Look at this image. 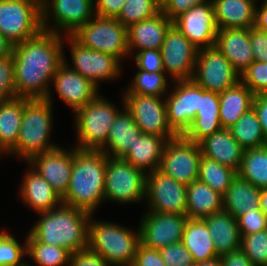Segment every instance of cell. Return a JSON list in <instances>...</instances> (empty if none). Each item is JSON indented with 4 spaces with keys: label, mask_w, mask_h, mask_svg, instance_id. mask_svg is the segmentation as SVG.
I'll return each instance as SVG.
<instances>
[{
    "label": "cell",
    "mask_w": 267,
    "mask_h": 266,
    "mask_svg": "<svg viewBox=\"0 0 267 266\" xmlns=\"http://www.w3.org/2000/svg\"><path fill=\"white\" fill-rule=\"evenodd\" d=\"M219 258L222 266H255L241 249L223 254Z\"/></svg>",
    "instance_id": "obj_55"
},
{
    "label": "cell",
    "mask_w": 267,
    "mask_h": 266,
    "mask_svg": "<svg viewBox=\"0 0 267 266\" xmlns=\"http://www.w3.org/2000/svg\"><path fill=\"white\" fill-rule=\"evenodd\" d=\"M162 97L123 94L122 103L143 134L156 135L170 140L177 134L168 124L165 99Z\"/></svg>",
    "instance_id": "obj_14"
},
{
    "label": "cell",
    "mask_w": 267,
    "mask_h": 266,
    "mask_svg": "<svg viewBox=\"0 0 267 266\" xmlns=\"http://www.w3.org/2000/svg\"><path fill=\"white\" fill-rule=\"evenodd\" d=\"M154 5L159 9V11H163L170 0H152Z\"/></svg>",
    "instance_id": "obj_60"
},
{
    "label": "cell",
    "mask_w": 267,
    "mask_h": 266,
    "mask_svg": "<svg viewBox=\"0 0 267 266\" xmlns=\"http://www.w3.org/2000/svg\"><path fill=\"white\" fill-rule=\"evenodd\" d=\"M187 219L186 215L145 212L139 224L141 243L159 250L182 241Z\"/></svg>",
    "instance_id": "obj_18"
},
{
    "label": "cell",
    "mask_w": 267,
    "mask_h": 266,
    "mask_svg": "<svg viewBox=\"0 0 267 266\" xmlns=\"http://www.w3.org/2000/svg\"><path fill=\"white\" fill-rule=\"evenodd\" d=\"M252 108L262 126L263 134L267 139V94L255 95Z\"/></svg>",
    "instance_id": "obj_54"
},
{
    "label": "cell",
    "mask_w": 267,
    "mask_h": 266,
    "mask_svg": "<svg viewBox=\"0 0 267 266\" xmlns=\"http://www.w3.org/2000/svg\"><path fill=\"white\" fill-rule=\"evenodd\" d=\"M203 156L238 171L245 149L233 138L229 129L221 130L199 142Z\"/></svg>",
    "instance_id": "obj_26"
},
{
    "label": "cell",
    "mask_w": 267,
    "mask_h": 266,
    "mask_svg": "<svg viewBox=\"0 0 267 266\" xmlns=\"http://www.w3.org/2000/svg\"><path fill=\"white\" fill-rule=\"evenodd\" d=\"M72 36L84 47L110 54L121 63L129 55L127 28L116 18L95 15Z\"/></svg>",
    "instance_id": "obj_8"
},
{
    "label": "cell",
    "mask_w": 267,
    "mask_h": 266,
    "mask_svg": "<svg viewBox=\"0 0 267 266\" xmlns=\"http://www.w3.org/2000/svg\"><path fill=\"white\" fill-rule=\"evenodd\" d=\"M192 80L203 89L220 94L240 81V74L216 47L199 49Z\"/></svg>",
    "instance_id": "obj_13"
},
{
    "label": "cell",
    "mask_w": 267,
    "mask_h": 266,
    "mask_svg": "<svg viewBox=\"0 0 267 266\" xmlns=\"http://www.w3.org/2000/svg\"><path fill=\"white\" fill-rule=\"evenodd\" d=\"M261 3L260 7L256 3L254 27L267 32V0Z\"/></svg>",
    "instance_id": "obj_56"
},
{
    "label": "cell",
    "mask_w": 267,
    "mask_h": 266,
    "mask_svg": "<svg viewBox=\"0 0 267 266\" xmlns=\"http://www.w3.org/2000/svg\"><path fill=\"white\" fill-rule=\"evenodd\" d=\"M172 24L173 21L160 11L157 15L127 28L129 54L133 55V52L144 49L160 50L167 30Z\"/></svg>",
    "instance_id": "obj_23"
},
{
    "label": "cell",
    "mask_w": 267,
    "mask_h": 266,
    "mask_svg": "<svg viewBox=\"0 0 267 266\" xmlns=\"http://www.w3.org/2000/svg\"><path fill=\"white\" fill-rule=\"evenodd\" d=\"M219 256L240 249L241 235L237 218L222 210L204 218Z\"/></svg>",
    "instance_id": "obj_28"
},
{
    "label": "cell",
    "mask_w": 267,
    "mask_h": 266,
    "mask_svg": "<svg viewBox=\"0 0 267 266\" xmlns=\"http://www.w3.org/2000/svg\"><path fill=\"white\" fill-rule=\"evenodd\" d=\"M255 94L241 81L219 94V113L222 128L229 129L252 109Z\"/></svg>",
    "instance_id": "obj_31"
},
{
    "label": "cell",
    "mask_w": 267,
    "mask_h": 266,
    "mask_svg": "<svg viewBox=\"0 0 267 266\" xmlns=\"http://www.w3.org/2000/svg\"><path fill=\"white\" fill-rule=\"evenodd\" d=\"M137 70L146 72H164L161 50L144 49L133 55Z\"/></svg>",
    "instance_id": "obj_48"
},
{
    "label": "cell",
    "mask_w": 267,
    "mask_h": 266,
    "mask_svg": "<svg viewBox=\"0 0 267 266\" xmlns=\"http://www.w3.org/2000/svg\"><path fill=\"white\" fill-rule=\"evenodd\" d=\"M260 190L236 175L223 195V210L237 218L246 212L260 209Z\"/></svg>",
    "instance_id": "obj_33"
},
{
    "label": "cell",
    "mask_w": 267,
    "mask_h": 266,
    "mask_svg": "<svg viewBox=\"0 0 267 266\" xmlns=\"http://www.w3.org/2000/svg\"><path fill=\"white\" fill-rule=\"evenodd\" d=\"M260 209L267 217V188L260 190Z\"/></svg>",
    "instance_id": "obj_58"
},
{
    "label": "cell",
    "mask_w": 267,
    "mask_h": 266,
    "mask_svg": "<svg viewBox=\"0 0 267 266\" xmlns=\"http://www.w3.org/2000/svg\"><path fill=\"white\" fill-rule=\"evenodd\" d=\"M237 171L215 160L201 156L198 179L208 184L214 191L224 195L231 186Z\"/></svg>",
    "instance_id": "obj_38"
},
{
    "label": "cell",
    "mask_w": 267,
    "mask_h": 266,
    "mask_svg": "<svg viewBox=\"0 0 267 266\" xmlns=\"http://www.w3.org/2000/svg\"><path fill=\"white\" fill-rule=\"evenodd\" d=\"M240 235L253 234L267 229V217L261 209L237 217Z\"/></svg>",
    "instance_id": "obj_47"
},
{
    "label": "cell",
    "mask_w": 267,
    "mask_h": 266,
    "mask_svg": "<svg viewBox=\"0 0 267 266\" xmlns=\"http://www.w3.org/2000/svg\"><path fill=\"white\" fill-rule=\"evenodd\" d=\"M223 210V195L214 191L201 180L187 185L186 216L190 219H204Z\"/></svg>",
    "instance_id": "obj_32"
},
{
    "label": "cell",
    "mask_w": 267,
    "mask_h": 266,
    "mask_svg": "<svg viewBox=\"0 0 267 266\" xmlns=\"http://www.w3.org/2000/svg\"><path fill=\"white\" fill-rule=\"evenodd\" d=\"M21 244L6 230H0V266H25L26 239Z\"/></svg>",
    "instance_id": "obj_42"
},
{
    "label": "cell",
    "mask_w": 267,
    "mask_h": 266,
    "mask_svg": "<svg viewBox=\"0 0 267 266\" xmlns=\"http://www.w3.org/2000/svg\"><path fill=\"white\" fill-rule=\"evenodd\" d=\"M165 98L167 121L177 135H183L194 121L200 103V86L193 80L174 81Z\"/></svg>",
    "instance_id": "obj_17"
},
{
    "label": "cell",
    "mask_w": 267,
    "mask_h": 266,
    "mask_svg": "<svg viewBox=\"0 0 267 266\" xmlns=\"http://www.w3.org/2000/svg\"><path fill=\"white\" fill-rule=\"evenodd\" d=\"M88 224V250L100 255L111 266H132L140 240L134 232L116 223L93 219Z\"/></svg>",
    "instance_id": "obj_5"
},
{
    "label": "cell",
    "mask_w": 267,
    "mask_h": 266,
    "mask_svg": "<svg viewBox=\"0 0 267 266\" xmlns=\"http://www.w3.org/2000/svg\"><path fill=\"white\" fill-rule=\"evenodd\" d=\"M182 242L195 263L219 257L204 219H187Z\"/></svg>",
    "instance_id": "obj_34"
},
{
    "label": "cell",
    "mask_w": 267,
    "mask_h": 266,
    "mask_svg": "<svg viewBox=\"0 0 267 266\" xmlns=\"http://www.w3.org/2000/svg\"><path fill=\"white\" fill-rule=\"evenodd\" d=\"M23 117V98L15 97L0 102V155L16 146Z\"/></svg>",
    "instance_id": "obj_35"
},
{
    "label": "cell",
    "mask_w": 267,
    "mask_h": 266,
    "mask_svg": "<svg viewBox=\"0 0 267 266\" xmlns=\"http://www.w3.org/2000/svg\"><path fill=\"white\" fill-rule=\"evenodd\" d=\"M20 185V197L25 205L35 212L42 213L62 204V198L52 186L30 166Z\"/></svg>",
    "instance_id": "obj_24"
},
{
    "label": "cell",
    "mask_w": 267,
    "mask_h": 266,
    "mask_svg": "<svg viewBox=\"0 0 267 266\" xmlns=\"http://www.w3.org/2000/svg\"><path fill=\"white\" fill-rule=\"evenodd\" d=\"M106 154L74 147L71 177L62 204L93 213L105 201Z\"/></svg>",
    "instance_id": "obj_3"
},
{
    "label": "cell",
    "mask_w": 267,
    "mask_h": 266,
    "mask_svg": "<svg viewBox=\"0 0 267 266\" xmlns=\"http://www.w3.org/2000/svg\"><path fill=\"white\" fill-rule=\"evenodd\" d=\"M52 83L59 98L74 112L100 95L98 87L64 62L58 67Z\"/></svg>",
    "instance_id": "obj_21"
},
{
    "label": "cell",
    "mask_w": 267,
    "mask_h": 266,
    "mask_svg": "<svg viewBox=\"0 0 267 266\" xmlns=\"http://www.w3.org/2000/svg\"><path fill=\"white\" fill-rule=\"evenodd\" d=\"M41 217L29 230L26 241H39L65 248L72 254L88 249V224L92 214L61 204Z\"/></svg>",
    "instance_id": "obj_2"
},
{
    "label": "cell",
    "mask_w": 267,
    "mask_h": 266,
    "mask_svg": "<svg viewBox=\"0 0 267 266\" xmlns=\"http://www.w3.org/2000/svg\"><path fill=\"white\" fill-rule=\"evenodd\" d=\"M215 46L240 75L254 62L250 28L218 29Z\"/></svg>",
    "instance_id": "obj_22"
},
{
    "label": "cell",
    "mask_w": 267,
    "mask_h": 266,
    "mask_svg": "<svg viewBox=\"0 0 267 266\" xmlns=\"http://www.w3.org/2000/svg\"><path fill=\"white\" fill-rule=\"evenodd\" d=\"M113 122L106 144L100 149L108 157L123 158L143 134L130 112L123 107Z\"/></svg>",
    "instance_id": "obj_27"
},
{
    "label": "cell",
    "mask_w": 267,
    "mask_h": 266,
    "mask_svg": "<svg viewBox=\"0 0 267 266\" xmlns=\"http://www.w3.org/2000/svg\"><path fill=\"white\" fill-rule=\"evenodd\" d=\"M64 36L42 30L36 36L13 45L17 97L46 99L51 104L52 79L63 63Z\"/></svg>",
    "instance_id": "obj_1"
},
{
    "label": "cell",
    "mask_w": 267,
    "mask_h": 266,
    "mask_svg": "<svg viewBox=\"0 0 267 266\" xmlns=\"http://www.w3.org/2000/svg\"><path fill=\"white\" fill-rule=\"evenodd\" d=\"M42 30L41 0H0V33L13 45Z\"/></svg>",
    "instance_id": "obj_7"
},
{
    "label": "cell",
    "mask_w": 267,
    "mask_h": 266,
    "mask_svg": "<svg viewBox=\"0 0 267 266\" xmlns=\"http://www.w3.org/2000/svg\"><path fill=\"white\" fill-rule=\"evenodd\" d=\"M159 252L166 266H194L195 264L191 253L182 241L161 248Z\"/></svg>",
    "instance_id": "obj_46"
},
{
    "label": "cell",
    "mask_w": 267,
    "mask_h": 266,
    "mask_svg": "<svg viewBox=\"0 0 267 266\" xmlns=\"http://www.w3.org/2000/svg\"><path fill=\"white\" fill-rule=\"evenodd\" d=\"M132 266H166L157 249L139 244Z\"/></svg>",
    "instance_id": "obj_50"
},
{
    "label": "cell",
    "mask_w": 267,
    "mask_h": 266,
    "mask_svg": "<svg viewBox=\"0 0 267 266\" xmlns=\"http://www.w3.org/2000/svg\"><path fill=\"white\" fill-rule=\"evenodd\" d=\"M26 255L32 258L36 266H68L72 253L58 246L39 241H26ZM30 265V263L28 264ZM34 266V265H33Z\"/></svg>",
    "instance_id": "obj_39"
},
{
    "label": "cell",
    "mask_w": 267,
    "mask_h": 266,
    "mask_svg": "<svg viewBox=\"0 0 267 266\" xmlns=\"http://www.w3.org/2000/svg\"><path fill=\"white\" fill-rule=\"evenodd\" d=\"M219 94L200 86V103L196 117L183 136L195 143L222 129L219 113Z\"/></svg>",
    "instance_id": "obj_25"
},
{
    "label": "cell",
    "mask_w": 267,
    "mask_h": 266,
    "mask_svg": "<svg viewBox=\"0 0 267 266\" xmlns=\"http://www.w3.org/2000/svg\"><path fill=\"white\" fill-rule=\"evenodd\" d=\"M240 249L255 266H267V229L241 236Z\"/></svg>",
    "instance_id": "obj_43"
},
{
    "label": "cell",
    "mask_w": 267,
    "mask_h": 266,
    "mask_svg": "<svg viewBox=\"0 0 267 266\" xmlns=\"http://www.w3.org/2000/svg\"><path fill=\"white\" fill-rule=\"evenodd\" d=\"M250 44L254 61L267 63V32L252 26L250 28Z\"/></svg>",
    "instance_id": "obj_49"
},
{
    "label": "cell",
    "mask_w": 267,
    "mask_h": 266,
    "mask_svg": "<svg viewBox=\"0 0 267 266\" xmlns=\"http://www.w3.org/2000/svg\"><path fill=\"white\" fill-rule=\"evenodd\" d=\"M12 52L13 44L0 33V59L11 56Z\"/></svg>",
    "instance_id": "obj_57"
},
{
    "label": "cell",
    "mask_w": 267,
    "mask_h": 266,
    "mask_svg": "<svg viewBox=\"0 0 267 266\" xmlns=\"http://www.w3.org/2000/svg\"><path fill=\"white\" fill-rule=\"evenodd\" d=\"M201 156L199 143L177 135L166 142L158 170L187 186L198 179Z\"/></svg>",
    "instance_id": "obj_11"
},
{
    "label": "cell",
    "mask_w": 267,
    "mask_h": 266,
    "mask_svg": "<svg viewBox=\"0 0 267 266\" xmlns=\"http://www.w3.org/2000/svg\"><path fill=\"white\" fill-rule=\"evenodd\" d=\"M52 104L46 99L23 98V117L16 146L7 155L25 162L58 147L50 142L53 128Z\"/></svg>",
    "instance_id": "obj_4"
},
{
    "label": "cell",
    "mask_w": 267,
    "mask_h": 266,
    "mask_svg": "<svg viewBox=\"0 0 267 266\" xmlns=\"http://www.w3.org/2000/svg\"><path fill=\"white\" fill-rule=\"evenodd\" d=\"M41 11L43 30L64 36L74 34L95 16L94 0H41Z\"/></svg>",
    "instance_id": "obj_10"
},
{
    "label": "cell",
    "mask_w": 267,
    "mask_h": 266,
    "mask_svg": "<svg viewBox=\"0 0 267 266\" xmlns=\"http://www.w3.org/2000/svg\"><path fill=\"white\" fill-rule=\"evenodd\" d=\"M17 97L13 55L0 59V102Z\"/></svg>",
    "instance_id": "obj_45"
},
{
    "label": "cell",
    "mask_w": 267,
    "mask_h": 266,
    "mask_svg": "<svg viewBox=\"0 0 267 266\" xmlns=\"http://www.w3.org/2000/svg\"><path fill=\"white\" fill-rule=\"evenodd\" d=\"M146 174L122 158L106 155L105 201L137 203L145 199Z\"/></svg>",
    "instance_id": "obj_9"
},
{
    "label": "cell",
    "mask_w": 267,
    "mask_h": 266,
    "mask_svg": "<svg viewBox=\"0 0 267 266\" xmlns=\"http://www.w3.org/2000/svg\"><path fill=\"white\" fill-rule=\"evenodd\" d=\"M165 72H146L138 70L133 81L123 94H139L145 96H166L169 84Z\"/></svg>",
    "instance_id": "obj_40"
},
{
    "label": "cell",
    "mask_w": 267,
    "mask_h": 266,
    "mask_svg": "<svg viewBox=\"0 0 267 266\" xmlns=\"http://www.w3.org/2000/svg\"><path fill=\"white\" fill-rule=\"evenodd\" d=\"M205 1L208 0H170L166 8L162 11V13L169 20L173 21L182 13L187 12L190 8Z\"/></svg>",
    "instance_id": "obj_53"
},
{
    "label": "cell",
    "mask_w": 267,
    "mask_h": 266,
    "mask_svg": "<svg viewBox=\"0 0 267 266\" xmlns=\"http://www.w3.org/2000/svg\"><path fill=\"white\" fill-rule=\"evenodd\" d=\"M73 156L74 147L67 151L58 146L32 157L27 163L62 197L70 182Z\"/></svg>",
    "instance_id": "obj_20"
},
{
    "label": "cell",
    "mask_w": 267,
    "mask_h": 266,
    "mask_svg": "<svg viewBox=\"0 0 267 266\" xmlns=\"http://www.w3.org/2000/svg\"><path fill=\"white\" fill-rule=\"evenodd\" d=\"M179 31L197 48L215 46L218 28L212 0L195 5L173 20Z\"/></svg>",
    "instance_id": "obj_19"
},
{
    "label": "cell",
    "mask_w": 267,
    "mask_h": 266,
    "mask_svg": "<svg viewBox=\"0 0 267 266\" xmlns=\"http://www.w3.org/2000/svg\"><path fill=\"white\" fill-rule=\"evenodd\" d=\"M145 199L149 211L186 215L187 186L159 170L146 174Z\"/></svg>",
    "instance_id": "obj_15"
},
{
    "label": "cell",
    "mask_w": 267,
    "mask_h": 266,
    "mask_svg": "<svg viewBox=\"0 0 267 266\" xmlns=\"http://www.w3.org/2000/svg\"><path fill=\"white\" fill-rule=\"evenodd\" d=\"M126 0H94L95 15L116 18Z\"/></svg>",
    "instance_id": "obj_52"
},
{
    "label": "cell",
    "mask_w": 267,
    "mask_h": 266,
    "mask_svg": "<svg viewBox=\"0 0 267 266\" xmlns=\"http://www.w3.org/2000/svg\"><path fill=\"white\" fill-rule=\"evenodd\" d=\"M212 3L218 29L254 26L256 0H212Z\"/></svg>",
    "instance_id": "obj_29"
},
{
    "label": "cell",
    "mask_w": 267,
    "mask_h": 266,
    "mask_svg": "<svg viewBox=\"0 0 267 266\" xmlns=\"http://www.w3.org/2000/svg\"><path fill=\"white\" fill-rule=\"evenodd\" d=\"M167 141L165 137L142 134L122 159L148 174L159 169Z\"/></svg>",
    "instance_id": "obj_30"
},
{
    "label": "cell",
    "mask_w": 267,
    "mask_h": 266,
    "mask_svg": "<svg viewBox=\"0 0 267 266\" xmlns=\"http://www.w3.org/2000/svg\"><path fill=\"white\" fill-rule=\"evenodd\" d=\"M233 138L246 149L258 148L267 145L262 126L255 111L250 109L229 128Z\"/></svg>",
    "instance_id": "obj_37"
},
{
    "label": "cell",
    "mask_w": 267,
    "mask_h": 266,
    "mask_svg": "<svg viewBox=\"0 0 267 266\" xmlns=\"http://www.w3.org/2000/svg\"><path fill=\"white\" fill-rule=\"evenodd\" d=\"M240 81L255 95L267 94V63L254 61L242 72Z\"/></svg>",
    "instance_id": "obj_44"
},
{
    "label": "cell",
    "mask_w": 267,
    "mask_h": 266,
    "mask_svg": "<svg viewBox=\"0 0 267 266\" xmlns=\"http://www.w3.org/2000/svg\"><path fill=\"white\" fill-rule=\"evenodd\" d=\"M65 38L64 40L69 43L73 66L67 63L65 53H63V62L70 69L91 81L96 87L99 88L101 81L118 79L116 77L121 75L122 63L114 56L84 47L72 35H66Z\"/></svg>",
    "instance_id": "obj_12"
},
{
    "label": "cell",
    "mask_w": 267,
    "mask_h": 266,
    "mask_svg": "<svg viewBox=\"0 0 267 266\" xmlns=\"http://www.w3.org/2000/svg\"><path fill=\"white\" fill-rule=\"evenodd\" d=\"M194 266H222V264H221L220 258L216 257L208 261L195 263Z\"/></svg>",
    "instance_id": "obj_59"
},
{
    "label": "cell",
    "mask_w": 267,
    "mask_h": 266,
    "mask_svg": "<svg viewBox=\"0 0 267 266\" xmlns=\"http://www.w3.org/2000/svg\"><path fill=\"white\" fill-rule=\"evenodd\" d=\"M152 0H126L116 19L126 28L159 13Z\"/></svg>",
    "instance_id": "obj_41"
},
{
    "label": "cell",
    "mask_w": 267,
    "mask_h": 266,
    "mask_svg": "<svg viewBox=\"0 0 267 266\" xmlns=\"http://www.w3.org/2000/svg\"><path fill=\"white\" fill-rule=\"evenodd\" d=\"M164 72L172 81L192 80L198 50L175 25L167 30L161 47Z\"/></svg>",
    "instance_id": "obj_16"
},
{
    "label": "cell",
    "mask_w": 267,
    "mask_h": 266,
    "mask_svg": "<svg viewBox=\"0 0 267 266\" xmlns=\"http://www.w3.org/2000/svg\"><path fill=\"white\" fill-rule=\"evenodd\" d=\"M237 175L259 189L267 188V145L246 149Z\"/></svg>",
    "instance_id": "obj_36"
},
{
    "label": "cell",
    "mask_w": 267,
    "mask_h": 266,
    "mask_svg": "<svg viewBox=\"0 0 267 266\" xmlns=\"http://www.w3.org/2000/svg\"><path fill=\"white\" fill-rule=\"evenodd\" d=\"M118 108L102 96L75 111L77 149L100 150L108 139L109 130L115 121Z\"/></svg>",
    "instance_id": "obj_6"
},
{
    "label": "cell",
    "mask_w": 267,
    "mask_h": 266,
    "mask_svg": "<svg viewBox=\"0 0 267 266\" xmlns=\"http://www.w3.org/2000/svg\"><path fill=\"white\" fill-rule=\"evenodd\" d=\"M69 266H111L100 255L90 250L78 251L71 255Z\"/></svg>",
    "instance_id": "obj_51"
}]
</instances>
